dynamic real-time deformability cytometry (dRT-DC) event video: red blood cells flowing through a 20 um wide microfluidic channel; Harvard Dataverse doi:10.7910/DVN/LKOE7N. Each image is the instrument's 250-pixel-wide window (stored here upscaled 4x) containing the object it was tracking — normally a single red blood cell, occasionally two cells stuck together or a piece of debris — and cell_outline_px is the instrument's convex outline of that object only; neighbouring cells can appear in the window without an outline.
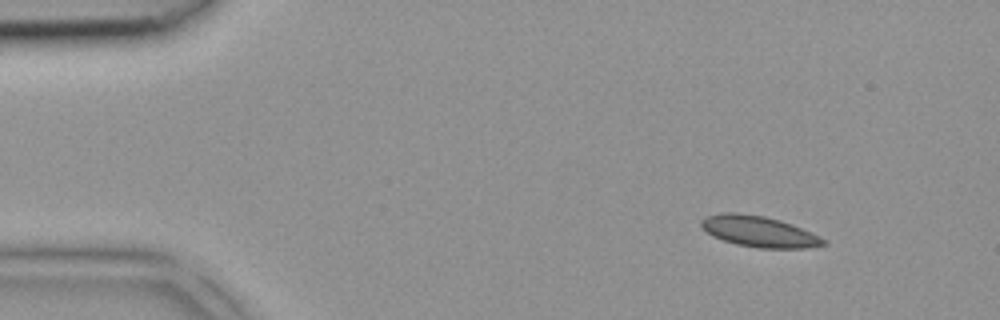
{"species": "common noctule bat (a hibernating species)", "species_latin": "Nyctalus noctula", "temperature_condition": "room temperature", "stored_images_in_passage": 4, "segment_of_instrument_passage": [1, 2], "camera_frame_rate_fps": 3000, "um_per_image_px": 0.085, "animal": {"sex": "female", "body_mass_g": 18.4}, "frame": {"image": 1, "passage_image": 1, "time_ms": 0.0, "image_size_px": [1000, 320], "cell_outline_px": [[828, 244], [804, 248], [756, 248], [736, 244], [712, 236], [700, 228], [700, 220], [704, 216], [720, 212], [740, 212], [764, 216], [780, 220], [792, 224], [812, 232], [828, 240]], "centroid_in_image_um": [64.49, 19.66], "position_along_channel_um": 20.5, "area_um2": 22.48}}
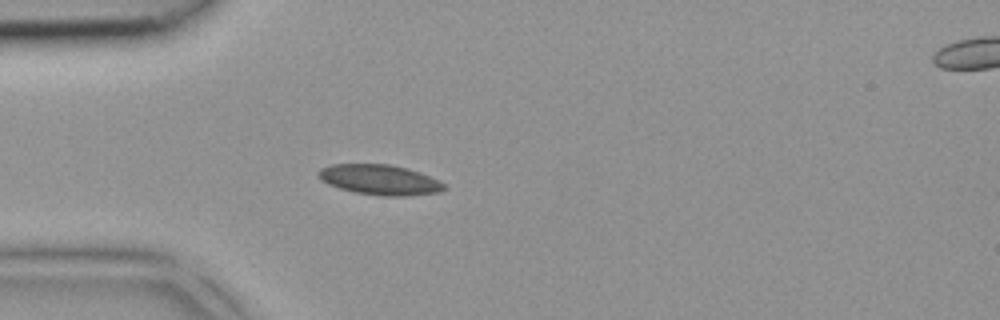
{"frame": {"image": 2, "passage_image": 3, "time_ms": 0.667, "image_size_px": [1000, 320], "cell_outline_px": [[448, 188], [440, 192], [408, 196], [380, 196], [356, 192], [340, 188], [328, 184], [320, 180], [320, 168], [332, 164], [388, 164], [408, 168], [420, 172], [444, 184]], "centroid_in_image_um": [32.3, 15.28], "position_along_channel_um": 52.7, "area_um2": 22.02}}